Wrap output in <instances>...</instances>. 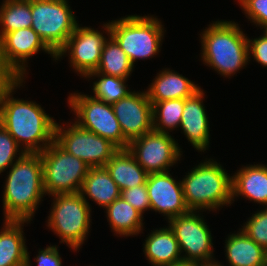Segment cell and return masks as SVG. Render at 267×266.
Returning <instances> with one entry per match:
<instances>
[{"mask_svg":"<svg viewBox=\"0 0 267 266\" xmlns=\"http://www.w3.org/2000/svg\"><path fill=\"white\" fill-rule=\"evenodd\" d=\"M25 80L17 79L2 95L0 124L26 153H40L54 141L57 121L36 101L13 96Z\"/></svg>","mask_w":267,"mask_h":266,"instance_id":"cell-1","label":"cell"},{"mask_svg":"<svg viewBox=\"0 0 267 266\" xmlns=\"http://www.w3.org/2000/svg\"><path fill=\"white\" fill-rule=\"evenodd\" d=\"M2 190L4 220L33 221L46 196L40 153H24L5 174Z\"/></svg>","mask_w":267,"mask_h":266,"instance_id":"cell-2","label":"cell"},{"mask_svg":"<svg viewBox=\"0 0 267 266\" xmlns=\"http://www.w3.org/2000/svg\"><path fill=\"white\" fill-rule=\"evenodd\" d=\"M239 25L232 20L212 21L199 34L200 60L226 79L249 65L248 36Z\"/></svg>","mask_w":267,"mask_h":266,"instance_id":"cell-3","label":"cell"},{"mask_svg":"<svg viewBox=\"0 0 267 266\" xmlns=\"http://www.w3.org/2000/svg\"><path fill=\"white\" fill-rule=\"evenodd\" d=\"M215 158H205L181 179L189 210L219 212L232 204V176Z\"/></svg>","mask_w":267,"mask_h":266,"instance_id":"cell-4","label":"cell"},{"mask_svg":"<svg viewBox=\"0 0 267 266\" xmlns=\"http://www.w3.org/2000/svg\"><path fill=\"white\" fill-rule=\"evenodd\" d=\"M131 14L109 20L111 36L134 65L138 60L154 58L161 52L165 27L154 15Z\"/></svg>","mask_w":267,"mask_h":266,"instance_id":"cell-5","label":"cell"},{"mask_svg":"<svg viewBox=\"0 0 267 266\" xmlns=\"http://www.w3.org/2000/svg\"><path fill=\"white\" fill-rule=\"evenodd\" d=\"M51 197L46 227L59 237V243L77 252L90 234L92 208L80 193L54 194Z\"/></svg>","mask_w":267,"mask_h":266,"instance_id":"cell-6","label":"cell"},{"mask_svg":"<svg viewBox=\"0 0 267 266\" xmlns=\"http://www.w3.org/2000/svg\"><path fill=\"white\" fill-rule=\"evenodd\" d=\"M46 195L80 193L90 166L55 141L40 152Z\"/></svg>","mask_w":267,"mask_h":266,"instance_id":"cell-7","label":"cell"},{"mask_svg":"<svg viewBox=\"0 0 267 266\" xmlns=\"http://www.w3.org/2000/svg\"><path fill=\"white\" fill-rule=\"evenodd\" d=\"M82 93L74 91L67 97L68 107L75 116L72 120L80 127L111 141L119 149H127L129 142L123 136L111 104Z\"/></svg>","mask_w":267,"mask_h":266,"instance_id":"cell-8","label":"cell"},{"mask_svg":"<svg viewBox=\"0 0 267 266\" xmlns=\"http://www.w3.org/2000/svg\"><path fill=\"white\" fill-rule=\"evenodd\" d=\"M71 8L69 0H31V28L55 54L79 24Z\"/></svg>","mask_w":267,"mask_h":266,"instance_id":"cell-9","label":"cell"},{"mask_svg":"<svg viewBox=\"0 0 267 266\" xmlns=\"http://www.w3.org/2000/svg\"><path fill=\"white\" fill-rule=\"evenodd\" d=\"M205 221L203 211L193 210L167 221L178 241L183 262L200 264L217 261L213 236Z\"/></svg>","mask_w":267,"mask_h":266,"instance_id":"cell-10","label":"cell"},{"mask_svg":"<svg viewBox=\"0 0 267 266\" xmlns=\"http://www.w3.org/2000/svg\"><path fill=\"white\" fill-rule=\"evenodd\" d=\"M59 123L55 125L54 141L90 167H104L119 150L111 141L80 127L72 120L67 121L68 124L64 121Z\"/></svg>","mask_w":267,"mask_h":266,"instance_id":"cell-11","label":"cell"},{"mask_svg":"<svg viewBox=\"0 0 267 266\" xmlns=\"http://www.w3.org/2000/svg\"><path fill=\"white\" fill-rule=\"evenodd\" d=\"M101 30L78 24L66 44L57 52L55 62L67 56L69 67H72L73 71L78 74L77 76L80 75L81 78L89 72L96 71L102 48L111 35L109 21L103 23Z\"/></svg>","mask_w":267,"mask_h":266,"instance_id":"cell-12","label":"cell"},{"mask_svg":"<svg viewBox=\"0 0 267 266\" xmlns=\"http://www.w3.org/2000/svg\"><path fill=\"white\" fill-rule=\"evenodd\" d=\"M169 133L152 130L129 142L128 151L148 173L171 171L183 157V149Z\"/></svg>","mask_w":267,"mask_h":266,"instance_id":"cell-13","label":"cell"},{"mask_svg":"<svg viewBox=\"0 0 267 266\" xmlns=\"http://www.w3.org/2000/svg\"><path fill=\"white\" fill-rule=\"evenodd\" d=\"M40 51L50 54L53 61L56 60V54L31 27L6 33L0 39V57L3 64L18 79L28 77L27 61Z\"/></svg>","mask_w":267,"mask_h":266,"instance_id":"cell-14","label":"cell"},{"mask_svg":"<svg viewBox=\"0 0 267 266\" xmlns=\"http://www.w3.org/2000/svg\"><path fill=\"white\" fill-rule=\"evenodd\" d=\"M111 106L128 142L153 130L152 103L145 89L133 90Z\"/></svg>","mask_w":267,"mask_h":266,"instance_id":"cell-15","label":"cell"},{"mask_svg":"<svg viewBox=\"0 0 267 266\" xmlns=\"http://www.w3.org/2000/svg\"><path fill=\"white\" fill-rule=\"evenodd\" d=\"M170 171L148 174L146 187L150 211L157 212L166 221L189 212L186 205L181 179L177 181Z\"/></svg>","mask_w":267,"mask_h":266,"instance_id":"cell-16","label":"cell"},{"mask_svg":"<svg viewBox=\"0 0 267 266\" xmlns=\"http://www.w3.org/2000/svg\"><path fill=\"white\" fill-rule=\"evenodd\" d=\"M204 89L200 88L192 96L184 99V110L180 128L191 146L198 152H205L210 147L209 115L204 105Z\"/></svg>","mask_w":267,"mask_h":266,"instance_id":"cell-17","label":"cell"},{"mask_svg":"<svg viewBox=\"0 0 267 266\" xmlns=\"http://www.w3.org/2000/svg\"><path fill=\"white\" fill-rule=\"evenodd\" d=\"M231 175L232 203L241 197L267 207V164L242 165Z\"/></svg>","mask_w":267,"mask_h":266,"instance_id":"cell-18","label":"cell"},{"mask_svg":"<svg viewBox=\"0 0 267 266\" xmlns=\"http://www.w3.org/2000/svg\"><path fill=\"white\" fill-rule=\"evenodd\" d=\"M0 229V266H31L24 226L30 220H4Z\"/></svg>","mask_w":267,"mask_h":266,"instance_id":"cell-19","label":"cell"},{"mask_svg":"<svg viewBox=\"0 0 267 266\" xmlns=\"http://www.w3.org/2000/svg\"><path fill=\"white\" fill-rule=\"evenodd\" d=\"M146 236L143 253L151 266H173L183 262L178 241L168 225L153 228Z\"/></svg>","mask_w":267,"mask_h":266,"instance_id":"cell-20","label":"cell"},{"mask_svg":"<svg viewBox=\"0 0 267 266\" xmlns=\"http://www.w3.org/2000/svg\"><path fill=\"white\" fill-rule=\"evenodd\" d=\"M154 77L152 83L145 89L150 102L187 99L201 87L170 68H163Z\"/></svg>","mask_w":267,"mask_h":266,"instance_id":"cell-21","label":"cell"},{"mask_svg":"<svg viewBox=\"0 0 267 266\" xmlns=\"http://www.w3.org/2000/svg\"><path fill=\"white\" fill-rule=\"evenodd\" d=\"M227 235L224 255L229 266H266L267 251L249 238L242 229Z\"/></svg>","mask_w":267,"mask_h":266,"instance_id":"cell-22","label":"cell"},{"mask_svg":"<svg viewBox=\"0 0 267 266\" xmlns=\"http://www.w3.org/2000/svg\"><path fill=\"white\" fill-rule=\"evenodd\" d=\"M80 194L90 207L89 199L104 210L121 197V190L105 167H90Z\"/></svg>","mask_w":267,"mask_h":266,"instance_id":"cell-23","label":"cell"},{"mask_svg":"<svg viewBox=\"0 0 267 266\" xmlns=\"http://www.w3.org/2000/svg\"><path fill=\"white\" fill-rule=\"evenodd\" d=\"M111 232L117 237L138 236L143 233L144 216L122 197L117 198L105 208Z\"/></svg>","mask_w":267,"mask_h":266,"instance_id":"cell-24","label":"cell"},{"mask_svg":"<svg viewBox=\"0 0 267 266\" xmlns=\"http://www.w3.org/2000/svg\"><path fill=\"white\" fill-rule=\"evenodd\" d=\"M104 167L121 191L146 184L148 173L128 149H119Z\"/></svg>","mask_w":267,"mask_h":266,"instance_id":"cell-25","label":"cell"},{"mask_svg":"<svg viewBox=\"0 0 267 266\" xmlns=\"http://www.w3.org/2000/svg\"><path fill=\"white\" fill-rule=\"evenodd\" d=\"M134 67L127 54L110 35L102 48L100 62L95 72L129 80Z\"/></svg>","mask_w":267,"mask_h":266,"instance_id":"cell-26","label":"cell"},{"mask_svg":"<svg viewBox=\"0 0 267 266\" xmlns=\"http://www.w3.org/2000/svg\"><path fill=\"white\" fill-rule=\"evenodd\" d=\"M32 25L31 0H3L0 5V39Z\"/></svg>","mask_w":267,"mask_h":266,"instance_id":"cell-27","label":"cell"},{"mask_svg":"<svg viewBox=\"0 0 267 266\" xmlns=\"http://www.w3.org/2000/svg\"><path fill=\"white\" fill-rule=\"evenodd\" d=\"M84 79L92 82V96L108 104L118 102L120 99L125 98L130 92H132V90L128 87V79L121 77L108 76L93 71L89 72Z\"/></svg>","mask_w":267,"mask_h":266,"instance_id":"cell-28","label":"cell"},{"mask_svg":"<svg viewBox=\"0 0 267 266\" xmlns=\"http://www.w3.org/2000/svg\"><path fill=\"white\" fill-rule=\"evenodd\" d=\"M152 103L153 130L169 133L179 130L184 99H170Z\"/></svg>","mask_w":267,"mask_h":266,"instance_id":"cell-29","label":"cell"},{"mask_svg":"<svg viewBox=\"0 0 267 266\" xmlns=\"http://www.w3.org/2000/svg\"><path fill=\"white\" fill-rule=\"evenodd\" d=\"M260 208L248 217L240 229L267 251V207Z\"/></svg>","mask_w":267,"mask_h":266,"instance_id":"cell-30","label":"cell"},{"mask_svg":"<svg viewBox=\"0 0 267 266\" xmlns=\"http://www.w3.org/2000/svg\"><path fill=\"white\" fill-rule=\"evenodd\" d=\"M24 153L25 151L0 124V175L8 170Z\"/></svg>","mask_w":267,"mask_h":266,"instance_id":"cell-31","label":"cell"},{"mask_svg":"<svg viewBox=\"0 0 267 266\" xmlns=\"http://www.w3.org/2000/svg\"><path fill=\"white\" fill-rule=\"evenodd\" d=\"M252 25L267 29V0H236Z\"/></svg>","mask_w":267,"mask_h":266,"instance_id":"cell-32","label":"cell"},{"mask_svg":"<svg viewBox=\"0 0 267 266\" xmlns=\"http://www.w3.org/2000/svg\"><path fill=\"white\" fill-rule=\"evenodd\" d=\"M121 197L143 216L146 211H150V201L146 184L121 191Z\"/></svg>","mask_w":267,"mask_h":266,"instance_id":"cell-33","label":"cell"},{"mask_svg":"<svg viewBox=\"0 0 267 266\" xmlns=\"http://www.w3.org/2000/svg\"><path fill=\"white\" fill-rule=\"evenodd\" d=\"M249 63L255 61L267 69V31L263 30L262 35L250 39L248 37Z\"/></svg>","mask_w":267,"mask_h":266,"instance_id":"cell-34","label":"cell"},{"mask_svg":"<svg viewBox=\"0 0 267 266\" xmlns=\"http://www.w3.org/2000/svg\"><path fill=\"white\" fill-rule=\"evenodd\" d=\"M58 245H47L45 248H40L34 261L37 266H63L61 254Z\"/></svg>","mask_w":267,"mask_h":266,"instance_id":"cell-35","label":"cell"},{"mask_svg":"<svg viewBox=\"0 0 267 266\" xmlns=\"http://www.w3.org/2000/svg\"><path fill=\"white\" fill-rule=\"evenodd\" d=\"M18 78L3 64L0 57V100L5 91L17 80Z\"/></svg>","mask_w":267,"mask_h":266,"instance_id":"cell-36","label":"cell"},{"mask_svg":"<svg viewBox=\"0 0 267 266\" xmlns=\"http://www.w3.org/2000/svg\"><path fill=\"white\" fill-rule=\"evenodd\" d=\"M198 266H225L222 262L220 261H214V262H210V263H198Z\"/></svg>","mask_w":267,"mask_h":266,"instance_id":"cell-37","label":"cell"},{"mask_svg":"<svg viewBox=\"0 0 267 266\" xmlns=\"http://www.w3.org/2000/svg\"><path fill=\"white\" fill-rule=\"evenodd\" d=\"M173 266H198V263L195 262H181Z\"/></svg>","mask_w":267,"mask_h":266,"instance_id":"cell-38","label":"cell"}]
</instances>
